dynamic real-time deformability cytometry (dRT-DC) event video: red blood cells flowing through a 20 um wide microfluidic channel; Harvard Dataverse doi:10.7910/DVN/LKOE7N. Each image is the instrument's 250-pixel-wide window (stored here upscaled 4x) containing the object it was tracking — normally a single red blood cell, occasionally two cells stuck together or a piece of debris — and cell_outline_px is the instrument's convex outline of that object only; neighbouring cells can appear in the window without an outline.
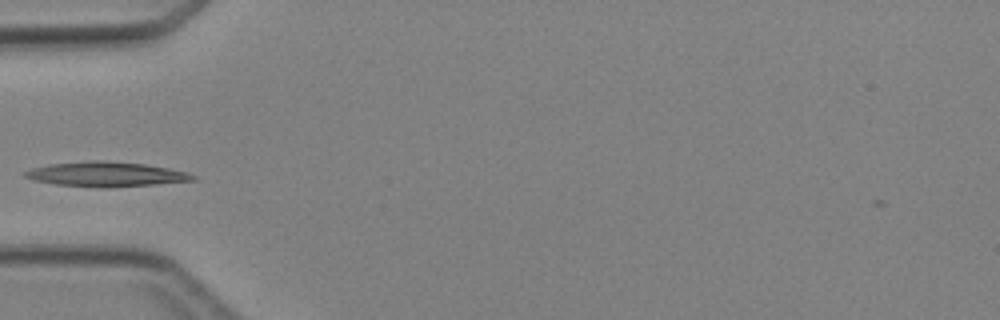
{"species": "Egyptian fruit bat (a non-hibernating species)", "species_latin": "Rousettus aegyptiacus", "temperature_condition": "cold", "stored_images_in_passage": 3, "camera_frame_rate_fps": 3000, "um_per_image_px": 0.085, "animal": {"sex": "female"}, "frame": {"image": 1, "passage_image": 3, "time_ms": 2.333, "image_size_px": [1000, 320], "cell_outline_px": [[196, 180], [156, 184], [56, 184], [36, 180], [24, 176], [24, 172], [32, 168], [48, 164], [92, 160], [104, 160], [144, 164], [168, 168], [188, 172], [196, 176]], "centroid_in_image_um": [9.05, 14.74], "position_along_channel_um": 76.0, "area_um2": 22.66}}